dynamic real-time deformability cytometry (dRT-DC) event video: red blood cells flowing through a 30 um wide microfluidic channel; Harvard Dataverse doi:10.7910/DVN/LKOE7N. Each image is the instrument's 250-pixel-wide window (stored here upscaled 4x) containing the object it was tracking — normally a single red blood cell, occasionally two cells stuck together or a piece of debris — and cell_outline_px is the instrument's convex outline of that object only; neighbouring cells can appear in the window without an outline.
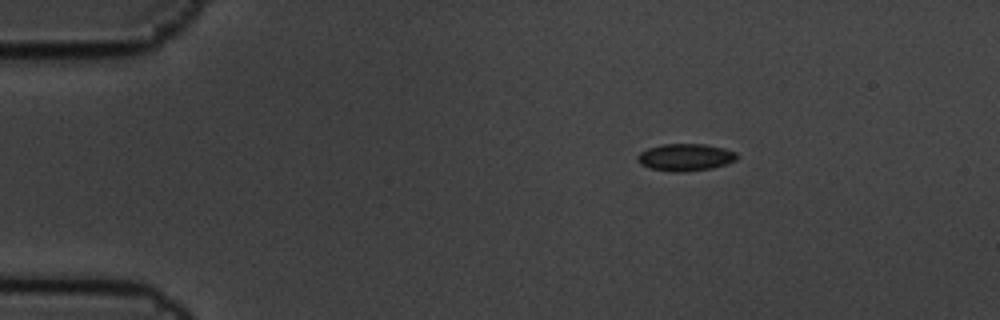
{"species": "common noctule bat (a hibernating species)", "species_latin": "Nyctalus noctula", "temperature_condition": "cold", "stored_images_in_passage": 4, "camera_frame_rate_fps": 3000, "um_per_image_px": 0.085, "animal": {"sex": "male", "body_mass_g": 19.5, "forearm_length_mm": 54.6}, "frame": {"image": 1, "passage_image": 2, "time_ms": 0.333, "image_size_px": [1000, 320], "cell_outline_px": [[736, 160], [712, 168], [684, 172], [672, 172], [648, 168], [640, 164], [636, 160], [636, 156], [640, 152], [648, 148], [660, 144], [704, 144], [724, 148], [736, 152]], "centroid_in_image_um": [58.2, 13.37], "position_along_channel_um": 26.8, "area_um2": 15.84}}